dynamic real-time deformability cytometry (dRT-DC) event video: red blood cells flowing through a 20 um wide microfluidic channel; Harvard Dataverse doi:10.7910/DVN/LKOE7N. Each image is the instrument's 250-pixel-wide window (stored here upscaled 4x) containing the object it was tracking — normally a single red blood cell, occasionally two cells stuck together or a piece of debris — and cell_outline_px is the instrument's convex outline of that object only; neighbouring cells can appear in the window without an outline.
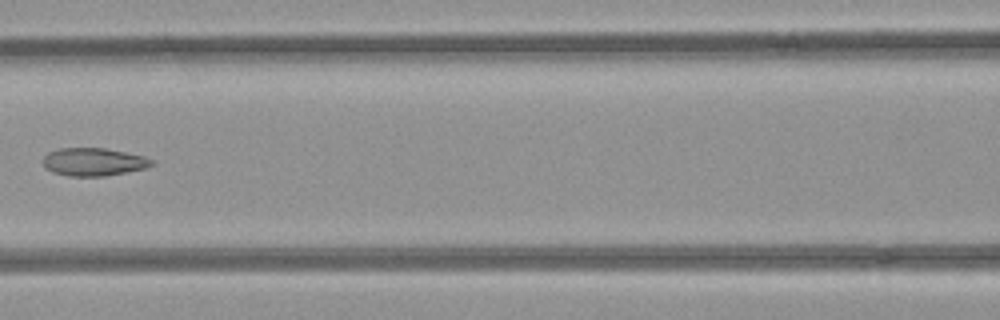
{"species": "common noctule bat (a hibernating species)", "species_latin": "Nyctalus noctula", "temperature_condition": "room temperature", "stored_images_in_passage": 6, "camera_frame_rate_fps": 3000, "um_per_image_px": 0.085, "animal": {"sex": "female", "body_mass_g": 21.9}, "frame": {"image": 1, "passage_image": 6, "time_ms": 1.667, "image_size_px": [1000, 320], "cell_outline_px": [[152, 164], [144, 168], [104, 176], [68, 176], [52, 172], [44, 168], [44, 156], [48, 152], [60, 148], [104, 148], [144, 156], [152, 160]], "centroid_in_image_um": [7.89, 13.76], "position_along_channel_um": 158.7, "area_um2": 17.46}}